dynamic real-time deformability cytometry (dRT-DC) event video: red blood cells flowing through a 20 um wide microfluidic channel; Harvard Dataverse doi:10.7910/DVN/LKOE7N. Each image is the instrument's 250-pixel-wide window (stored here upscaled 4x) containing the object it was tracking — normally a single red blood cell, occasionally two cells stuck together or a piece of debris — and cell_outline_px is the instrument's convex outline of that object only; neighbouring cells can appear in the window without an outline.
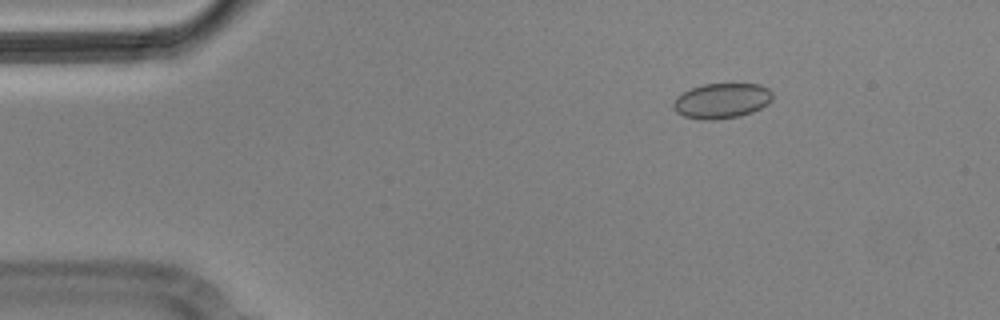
{"species": "Egyptian fruit bat (a non-hibernating species)", "species_latin": "Rousettus aegyptiacus", "temperature_condition": "cold", "stored_images_in_passage": 4, "camera_frame_rate_fps": 3000, "um_per_image_px": 0.085, "animal": {"sex": "male"}, "frame": {"image": 1, "passage_image": 2, "time_ms": 0.333, "image_size_px": [1000, 320], "cell_outline_px": [[772, 100], [768, 104], [752, 112], [740, 116], [712, 120], [700, 120], [684, 116], [676, 112], [672, 108], [672, 104], [676, 96], [692, 88], [704, 84], [760, 84], [768, 88], [772, 92]], "centroid_in_image_um": [61.33, 8.57], "position_along_channel_um": 23.7, "area_um2": 20.46}}